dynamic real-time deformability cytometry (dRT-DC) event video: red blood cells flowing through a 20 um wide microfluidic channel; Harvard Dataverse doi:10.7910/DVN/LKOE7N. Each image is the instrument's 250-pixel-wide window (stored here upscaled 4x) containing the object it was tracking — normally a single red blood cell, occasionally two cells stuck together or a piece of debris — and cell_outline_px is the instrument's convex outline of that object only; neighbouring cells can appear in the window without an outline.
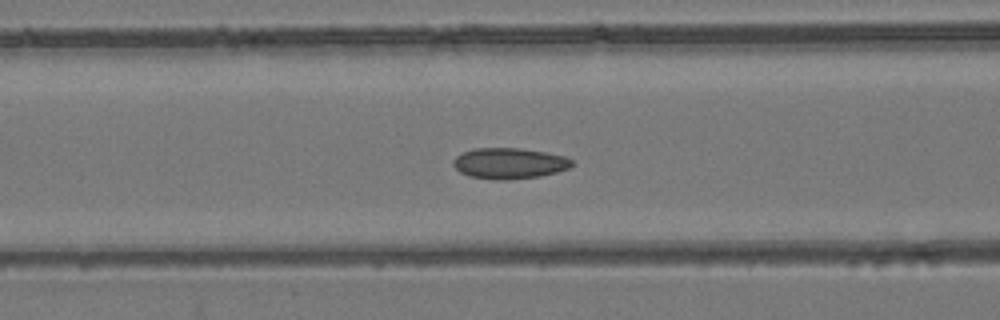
{"species": "common noctule bat (a hibernating species)", "species_latin": "Nyctalus noctula", "temperature_condition": "room temperature", "stored_images_in_passage": 54, "camera_frame_rate_fps": 3000, "um_per_image_px": 0.085, "animal": {"sex": "female", "body_mass_g": 24.6, "forearm_length_mm": 56.2}, "frame": {"image": 1, "passage_image": 23, "time_ms": 7.333, "image_size_px": [1000, 320], "cell_outline_px": [[572, 164], [568, 168], [556, 172], [540, 176], [508, 180], [496, 180], [468, 176], [460, 172], [452, 164], [452, 160], [456, 156], [464, 152], [476, 148], [520, 148], [544, 152], [564, 156], [572, 160]], "centroid_in_image_um": [43.25, 13.89], "position_along_channel_um": 123.3, "area_um2": 21.27}}
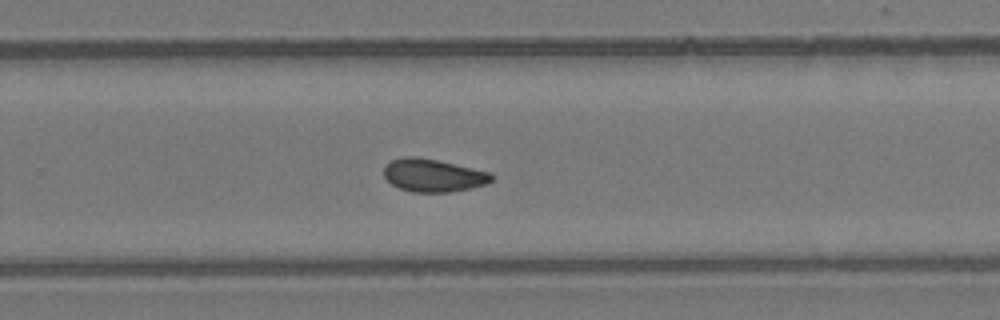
{"frame": {"image": 2, "passage_image": 36, "time_ms": 11.667, "image_size_px": [1000, 320], "cell_outline_px": [[496, 176], [492, 180], [484, 184], [472, 188], [448, 192], [412, 192], [400, 188], [392, 184], [384, 176], [384, 164], [392, 160], [404, 156], [416, 156], [436, 160], [492, 172]], "centroid_in_image_um": [36.83, 14.9], "position_along_channel_um": 293.0, "area_um2": 20.69}}
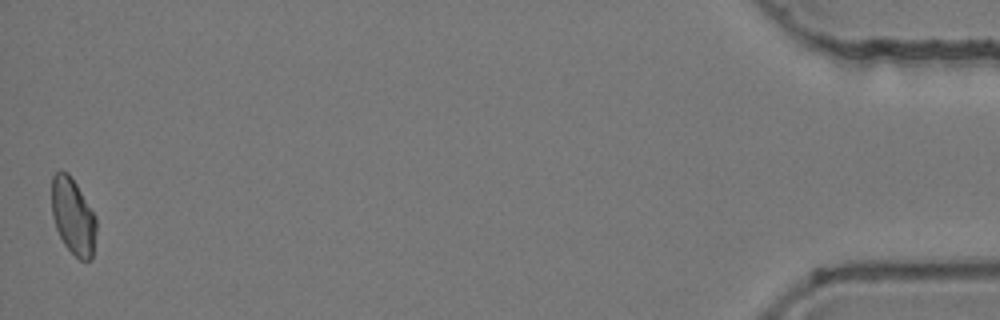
{"frame": {"image": 3, "passage_image": 54, "time_ms": 17.667, "image_size_px": [1000, 320], "cell_outline_px": [[96, 232], [92, 260], [80, 260], [64, 244], [56, 228], [52, 216], [52, 176], [56, 172], [68, 172], [76, 184], [96, 216]], "centroid_in_image_um": [6.22, 18.41], "position_along_channel_um": 429.0, "area_um2": 19.71}, "authors_computed_cell_mechanics": {"area_um2": 20.808, "velocity_mm_per_s": 3.9299, "shape_relaxation_time_tau1_ms": null, "shape_relaxation_time_tau2_ms": 2.3133, "deformation_change_tau1": null, "deformation_change_tau2": 0.0591}}